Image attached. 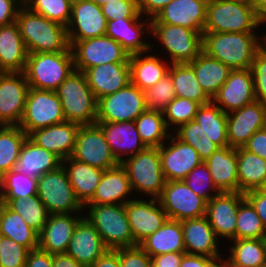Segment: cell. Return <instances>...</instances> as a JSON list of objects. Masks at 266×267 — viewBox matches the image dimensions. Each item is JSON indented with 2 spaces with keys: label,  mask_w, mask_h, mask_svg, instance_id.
<instances>
[{
  "label": "cell",
  "mask_w": 266,
  "mask_h": 267,
  "mask_svg": "<svg viewBox=\"0 0 266 267\" xmlns=\"http://www.w3.org/2000/svg\"><path fill=\"white\" fill-rule=\"evenodd\" d=\"M266 127V104L255 101L227 113V139L232 148L244 147L249 138Z\"/></svg>",
  "instance_id": "cell-17"
},
{
  "label": "cell",
  "mask_w": 266,
  "mask_h": 267,
  "mask_svg": "<svg viewBox=\"0 0 266 267\" xmlns=\"http://www.w3.org/2000/svg\"><path fill=\"white\" fill-rule=\"evenodd\" d=\"M264 245H265V250H266V236L263 238Z\"/></svg>",
  "instance_id": "cell-73"
},
{
  "label": "cell",
  "mask_w": 266,
  "mask_h": 267,
  "mask_svg": "<svg viewBox=\"0 0 266 267\" xmlns=\"http://www.w3.org/2000/svg\"><path fill=\"white\" fill-rule=\"evenodd\" d=\"M266 236L265 227L252 204L244 198L237 210L235 240L261 239Z\"/></svg>",
  "instance_id": "cell-46"
},
{
  "label": "cell",
  "mask_w": 266,
  "mask_h": 267,
  "mask_svg": "<svg viewBox=\"0 0 266 267\" xmlns=\"http://www.w3.org/2000/svg\"><path fill=\"white\" fill-rule=\"evenodd\" d=\"M201 105L193 100L175 97L163 111L167 128L170 130L173 125L178 129L181 125L194 120L198 108Z\"/></svg>",
  "instance_id": "cell-50"
},
{
  "label": "cell",
  "mask_w": 266,
  "mask_h": 267,
  "mask_svg": "<svg viewBox=\"0 0 266 267\" xmlns=\"http://www.w3.org/2000/svg\"><path fill=\"white\" fill-rule=\"evenodd\" d=\"M259 190L266 195V181L265 183L259 188Z\"/></svg>",
  "instance_id": "cell-70"
},
{
  "label": "cell",
  "mask_w": 266,
  "mask_h": 267,
  "mask_svg": "<svg viewBox=\"0 0 266 267\" xmlns=\"http://www.w3.org/2000/svg\"><path fill=\"white\" fill-rule=\"evenodd\" d=\"M134 122L139 136L147 147H160L171 135L161 111L146 109Z\"/></svg>",
  "instance_id": "cell-42"
},
{
  "label": "cell",
  "mask_w": 266,
  "mask_h": 267,
  "mask_svg": "<svg viewBox=\"0 0 266 267\" xmlns=\"http://www.w3.org/2000/svg\"><path fill=\"white\" fill-rule=\"evenodd\" d=\"M0 191L4 199L28 198L37 194V179L12 169L0 178Z\"/></svg>",
  "instance_id": "cell-47"
},
{
  "label": "cell",
  "mask_w": 266,
  "mask_h": 267,
  "mask_svg": "<svg viewBox=\"0 0 266 267\" xmlns=\"http://www.w3.org/2000/svg\"><path fill=\"white\" fill-rule=\"evenodd\" d=\"M172 0H138L139 12L142 16L153 19Z\"/></svg>",
  "instance_id": "cell-61"
},
{
  "label": "cell",
  "mask_w": 266,
  "mask_h": 267,
  "mask_svg": "<svg viewBox=\"0 0 266 267\" xmlns=\"http://www.w3.org/2000/svg\"><path fill=\"white\" fill-rule=\"evenodd\" d=\"M244 197L252 204L266 230V195L255 189L246 192Z\"/></svg>",
  "instance_id": "cell-60"
},
{
  "label": "cell",
  "mask_w": 266,
  "mask_h": 267,
  "mask_svg": "<svg viewBox=\"0 0 266 267\" xmlns=\"http://www.w3.org/2000/svg\"><path fill=\"white\" fill-rule=\"evenodd\" d=\"M27 137L19 126L3 125L0 128V178L15 169L21 147Z\"/></svg>",
  "instance_id": "cell-43"
},
{
  "label": "cell",
  "mask_w": 266,
  "mask_h": 267,
  "mask_svg": "<svg viewBox=\"0 0 266 267\" xmlns=\"http://www.w3.org/2000/svg\"><path fill=\"white\" fill-rule=\"evenodd\" d=\"M185 253L170 252L150 257L151 267H180Z\"/></svg>",
  "instance_id": "cell-63"
},
{
  "label": "cell",
  "mask_w": 266,
  "mask_h": 267,
  "mask_svg": "<svg viewBox=\"0 0 266 267\" xmlns=\"http://www.w3.org/2000/svg\"><path fill=\"white\" fill-rule=\"evenodd\" d=\"M144 92L147 109L161 112L176 97L173 81L169 73Z\"/></svg>",
  "instance_id": "cell-52"
},
{
  "label": "cell",
  "mask_w": 266,
  "mask_h": 267,
  "mask_svg": "<svg viewBox=\"0 0 266 267\" xmlns=\"http://www.w3.org/2000/svg\"><path fill=\"white\" fill-rule=\"evenodd\" d=\"M124 18L107 21L106 36H109L128 52L129 55L143 52H151L152 45L143 40L142 33L146 34L151 30V19ZM146 21H145V20ZM144 20V21H143ZM148 20V21H147ZM145 30V31H144Z\"/></svg>",
  "instance_id": "cell-25"
},
{
  "label": "cell",
  "mask_w": 266,
  "mask_h": 267,
  "mask_svg": "<svg viewBox=\"0 0 266 267\" xmlns=\"http://www.w3.org/2000/svg\"><path fill=\"white\" fill-rule=\"evenodd\" d=\"M67 1H69L71 4H73V3H76L78 0H67Z\"/></svg>",
  "instance_id": "cell-72"
},
{
  "label": "cell",
  "mask_w": 266,
  "mask_h": 267,
  "mask_svg": "<svg viewBox=\"0 0 266 267\" xmlns=\"http://www.w3.org/2000/svg\"><path fill=\"white\" fill-rule=\"evenodd\" d=\"M237 171L238 192L259 189L266 181V160L244 147L237 148Z\"/></svg>",
  "instance_id": "cell-38"
},
{
  "label": "cell",
  "mask_w": 266,
  "mask_h": 267,
  "mask_svg": "<svg viewBox=\"0 0 266 267\" xmlns=\"http://www.w3.org/2000/svg\"><path fill=\"white\" fill-rule=\"evenodd\" d=\"M28 252L26 247L4 238L0 250V267H25Z\"/></svg>",
  "instance_id": "cell-55"
},
{
  "label": "cell",
  "mask_w": 266,
  "mask_h": 267,
  "mask_svg": "<svg viewBox=\"0 0 266 267\" xmlns=\"http://www.w3.org/2000/svg\"><path fill=\"white\" fill-rule=\"evenodd\" d=\"M168 73L173 81L176 97L190 99L200 105L212 102L201 88L193 68L188 63H171Z\"/></svg>",
  "instance_id": "cell-39"
},
{
  "label": "cell",
  "mask_w": 266,
  "mask_h": 267,
  "mask_svg": "<svg viewBox=\"0 0 266 267\" xmlns=\"http://www.w3.org/2000/svg\"><path fill=\"white\" fill-rule=\"evenodd\" d=\"M208 0H172L151 24L179 25L204 33Z\"/></svg>",
  "instance_id": "cell-22"
},
{
  "label": "cell",
  "mask_w": 266,
  "mask_h": 267,
  "mask_svg": "<svg viewBox=\"0 0 266 267\" xmlns=\"http://www.w3.org/2000/svg\"><path fill=\"white\" fill-rule=\"evenodd\" d=\"M71 158L102 170L119 164L97 123L79 127Z\"/></svg>",
  "instance_id": "cell-14"
},
{
  "label": "cell",
  "mask_w": 266,
  "mask_h": 267,
  "mask_svg": "<svg viewBox=\"0 0 266 267\" xmlns=\"http://www.w3.org/2000/svg\"><path fill=\"white\" fill-rule=\"evenodd\" d=\"M101 9L107 21L120 18H139L142 16L139 12L138 0H117L106 2L101 6Z\"/></svg>",
  "instance_id": "cell-54"
},
{
  "label": "cell",
  "mask_w": 266,
  "mask_h": 267,
  "mask_svg": "<svg viewBox=\"0 0 266 267\" xmlns=\"http://www.w3.org/2000/svg\"><path fill=\"white\" fill-rule=\"evenodd\" d=\"M244 148L266 160V127L256 131Z\"/></svg>",
  "instance_id": "cell-59"
},
{
  "label": "cell",
  "mask_w": 266,
  "mask_h": 267,
  "mask_svg": "<svg viewBox=\"0 0 266 267\" xmlns=\"http://www.w3.org/2000/svg\"><path fill=\"white\" fill-rule=\"evenodd\" d=\"M215 186L221 192H238L237 149L218 148L204 161Z\"/></svg>",
  "instance_id": "cell-33"
},
{
  "label": "cell",
  "mask_w": 266,
  "mask_h": 267,
  "mask_svg": "<svg viewBox=\"0 0 266 267\" xmlns=\"http://www.w3.org/2000/svg\"><path fill=\"white\" fill-rule=\"evenodd\" d=\"M80 125L65 121L31 132L28 138L36 145L55 153L62 160L71 157Z\"/></svg>",
  "instance_id": "cell-29"
},
{
  "label": "cell",
  "mask_w": 266,
  "mask_h": 267,
  "mask_svg": "<svg viewBox=\"0 0 266 267\" xmlns=\"http://www.w3.org/2000/svg\"><path fill=\"white\" fill-rule=\"evenodd\" d=\"M108 250L98 231L83 214L73 231L66 253L78 263L90 267Z\"/></svg>",
  "instance_id": "cell-23"
},
{
  "label": "cell",
  "mask_w": 266,
  "mask_h": 267,
  "mask_svg": "<svg viewBox=\"0 0 266 267\" xmlns=\"http://www.w3.org/2000/svg\"><path fill=\"white\" fill-rule=\"evenodd\" d=\"M259 26L254 2L208 0L204 32L256 33Z\"/></svg>",
  "instance_id": "cell-3"
},
{
  "label": "cell",
  "mask_w": 266,
  "mask_h": 267,
  "mask_svg": "<svg viewBox=\"0 0 266 267\" xmlns=\"http://www.w3.org/2000/svg\"><path fill=\"white\" fill-rule=\"evenodd\" d=\"M187 186L206 202L221 193L215 186L207 164L203 161L197 165L184 179ZM211 191V192H210Z\"/></svg>",
  "instance_id": "cell-51"
},
{
  "label": "cell",
  "mask_w": 266,
  "mask_h": 267,
  "mask_svg": "<svg viewBox=\"0 0 266 267\" xmlns=\"http://www.w3.org/2000/svg\"><path fill=\"white\" fill-rule=\"evenodd\" d=\"M228 259L238 265L249 267L266 266V250L263 238L230 240Z\"/></svg>",
  "instance_id": "cell-44"
},
{
  "label": "cell",
  "mask_w": 266,
  "mask_h": 267,
  "mask_svg": "<svg viewBox=\"0 0 266 267\" xmlns=\"http://www.w3.org/2000/svg\"><path fill=\"white\" fill-rule=\"evenodd\" d=\"M22 0H0V27L16 21Z\"/></svg>",
  "instance_id": "cell-57"
},
{
  "label": "cell",
  "mask_w": 266,
  "mask_h": 267,
  "mask_svg": "<svg viewBox=\"0 0 266 267\" xmlns=\"http://www.w3.org/2000/svg\"><path fill=\"white\" fill-rule=\"evenodd\" d=\"M120 267H151L150 256L139 246L119 248Z\"/></svg>",
  "instance_id": "cell-56"
},
{
  "label": "cell",
  "mask_w": 266,
  "mask_h": 267,
  "mask_svg": "<svg viewBox=\"0 0 266 267\" xmlns=\"http://www.w3.org/2000/svg\"><path fill=\"white\" fill-rule=\"evenodd\" d=\"M82 218L69 214H50L38 234V248L52 255L66 253L73 231Z\"/></svg>",
  "instance_id": "cell-27"
},
{
  "label": "cell",
  "mask_w": 266,
  "mask_h": 267,
  "mask_svg": "<svg viewBox=\"0 0 266 267\" xmlns=\"http://www.w3.org/2000/svg\"><path fill=\"white\" fill-rule=\"evenodd\" d=\"M83 73L97 101L131 82L129 62L106 63L87 68Z\"/></svg>",
  "instance_id": "cell-24"
},
{
  "label": "cell",
  "mask_w": 266,
  "mask_h": 267,
  "mask_svg": "<svg viewBox=\"0 0 266 267\" xmlns=\"http://www.w3.org/2000/svg\"><path fill=\"white\" fill-rule=\"evenodd\" d=\"M146 109L145 92L130 82L98 100L96 122L134 121Z\"/></svg>",
  "instance_id": "cell-12"
},
{
  "label": "cell",
  "mask_w": 266,
  "mask_h": 267,
  "mask_svg": "<svg viewBox=\"0 0 266 267\" xmlns=\"http://www.w3.org/2000/svg\"><path fill=\"white\" fill-rule=\"evenodd\" d=\"M150 35L160 41L171 63H190L203 51V34L186 27L151 24Z\"/></svg>",
  "instance_id": "cell-9"
},
{
  "label": "cell",
  "mask_w": 266,
  "mask_h": 267,
  "mask_svg": "<svg viewBox=\"0 0 266 267\" xmlns=\"http://www.w3.org/2000/svg\"><path fill=\"white\" fill-rule=\"evenodd\" d=\"M87 1L93 2L97 4L98 6H102L106 2L117 1V0H87Z\"/></svg>",
  "instance_id": "cell-68"
},
{
  "label": "cell",
  "mask_w": 266,
  "mask_h": 267,
  "mask_svg": "<svg viewBox=\"0 0 266 267\" xmlns=\"http://www.w3.org/2000/svg\"><path fill=\"white\" fill-rule=\"evenodd\" d=\"M206 136L219 148L229 146L227 139V113L213 102L201 105L194 117Z\"/></svg>",
  "instance_id": "cell-40"
},
{
  "label": "cell",
  "mask_w": 266,
  "mask_h": 267,
  "mask_svg": "<svg viewBox=\"0 0 266 267\" xmlns=\"http://www.w3.org/2000/svg\"><path fill=\"white\" fill-rule=\"evenodd\" d=\"M96 123L101 127L118 163H122L126 155L131 157L147 148L139 136L134 121Z\"/></svg>",
  "instance_id": "cell-26"
},
{
  "label": "cell",
  "mask_w": 266,
  "mask_h": 267,
  "mask_svg": "<svg viewBox=\"0 0 266 267\" xmlns=\"http://www.w3.org/2000/svg\"><path fill=\"white\" fill-rule=\"evenodd\" d=\"M76 71L113 62H129L130 55L109 36H100L83 41H69Z\"/></svg>",
  "instance_id": "cell-11"
},
{
  "label": "cell",
  "mask_w": 266,
  "mask_h": 267,
  "mask_svg": "<svg viewBox=\"0 0 266 267\" xmlns=\"http://www.w3.org/2000/svg\"><path fill=\"white\" fill-rule=\"evenodd\" d=\"M251 70L256 101L266 104V41L255 53Z\"/></svg>",
  "instance_id": "cell-53"
},
{
  "label": "cell",
  "mask_w": 266,
  "mask_h": 267,
  "mask_svg": "<svg viewBox=\"0 0 266 267\" xmlns=\"http://www.w3.org/2000/svg\"><path fill=\"white\" fill-rule=\"evenodd\" d=\"M241 192H221L207 202L206 217L217 237L235 240L237 210Z\"/></svg>",
  "instance_id": "cell-21"
},
{
  "label": "cell",
  "mask_w": 266,
  "mask_h": 267,
  "mask_svg": "<svg viewBox=\"0 0 266 267\" xmlns=\"http://www.w3.org/2000/svg\"><path fill=\"white\" fill-rule=\"evenodd\" d=\"M148 52L130 55V78L131 83L142 91H146L158 83L168 74L170 65L163 63L162 58ZM147 55V56H145ZM167 65V66H166Z\"/></svg>",
  "instance_id": "cell-35"
},
{
  "label": "cell",
  "mask_w": 266,
  "mask_h": 267,
  "mask_svg": "<svg viewBox=\"0 0 266 267\" xmlns=\"http://www.w3.org/2000/svg\"><path fill=\"white\" fill-rule=\"evenodd\" d=\"M106 27L107 19L101 6L87 0H78L72 4L71 18L66 27L68 41L104 36Z\"/></svg>",
  "instance_id": "cell-20"
},
{
  "label": "cell",
  "mask_w": 266,
  "mask_h": 267,
  "mask_svg": "<svg viewBox=\"0 0 266 267\" xmlns=\"http://www.w3.org/2000/svg\"><path fill=\"white\" fill-rule=\"evenodd\" d=\"M256 101L254 78L251 68L231 70L212 102L223 112L229 113Z\"/></svg>",
  "instance_id": "cell-19"
},
{
  "label": "cell",
  "mask_w": 266,
  "mask_h": 267,
  "mask_svg": "<svg viewBox=\"0 0 266 267\" xmlns=\"http://www.w3.org/2000/svg\"><path fill=\"white\" fill-rule=\"evenodd\" d=\"M74 70L72 52L29 53L23 73L30 88L56 91Z\"/></svg>",
  "instance_id": "cell-5"
},
{
  "label": "cell",
  "mask_w": 266,
  "mask_h": 267,
  "mask_svg": "<svg viewBox=\"0 0 266 267\" xmlns=\"http://www.w3.org/2000/svg\"><path fill=\"white\" fill-rule=\"evenodd\" d=\"M24 5L31 11L65 27L71 18L72 4L67 0H25Z\"/></svg>",
  "instance_id": "cell-49"
},
{
  "label": "cell",
  "mask_w": 266,
  "mask_h": 267,
  "mask_svg": "<svg viewBox=\"0 0 266 267\" xmlns=\"http://www.w3.org/2000/svg\"><path fill=\"white\" fill-rule=\"evenodd\" d=\"M3 240H4V237L3 235L0 233V250H1V246L3 244Z\"/></svg>",
  "instance_id": "cell-71"
},
{
  "label": "cell",
  "mask_w": 266,
  "mask_h": 267,
  "mask_svg": "<svg viewBox=\"0 0 266 267\" xmlns=\"http://www.w3.org/2000/svg\"><path fill=\"white\" fill-rule=\"evenodd\" d=\"M84 217L95 227L109 250L134 246L125 204L85 205Z\"/></svg>",
  "instance_id": "cell-6"
},
{
  "label": "cell",
  "mask_w": 266,
  "mask_h": 267,
  "mask_svg": "<svg viewBox=\"0 0 266 267\" xmlns=\"http://www.w3.org/2000/svg\"><path fill=\"white\" fill-rule=\"evenodd\" d=\"M4 202L10 210L18 213L28 226L38 234L50 215L37 194L28 198L4 199Z\"/></svg>",
  "instance_id": "cell-45"
},
{
  "label": "cell",
  "mask_w": 266,
  "mask_h": 267,
  "mask_svg": "<svg viewBox=\"0 0 266 267\" xmlns=\"http://www.w3.org/2000/svg\"><path fill=\"white\" fill-rule=\"evenodd\" d=\"M28 51L15 21L0 27V72H24Z\"/></svg>",
  "instance_id": "cell-31"
},
{
  "label": "cell",
  "mask_w": 266,
  "mask_h": 267,
  "mask_svg": "<svg viewBox=\"0 0 266 267\" xmlns=\"http://www.w3.org/2000/svg\"><path fill=\"white\" fill-rule=\"evenodd\" d=\"M29 89L23 72H0V124L19 125Z\"/></svg>",
  "instance_id": "cell-15"
},
{
  "label": "cell",
  "mask_w": 266,
  "mask_h": 267,
  "mask_svg": "<svg viewBox=\"0 0 266 267\" xmlns=\"http://www.w3.org/2000/svg\"><path fill=\"white\" fill-rule=\"evenodd\" d=\"M62 104L56 91L30 88L19 127L31 132L65 122Z\"/></svg>",
  "instance_id": "cell-10"
},
{
  "label": "cell",
  "mask_w": 266,
  "mask_h": 267,
  "mask_svg": "<svg viewBox=\"0 0 266 267\" xmlns=\"http://www.w3.org/2000/svg\"><path fill=\"white\" fill-rule=\"evenodd\" d=\"M52 267H85L67 253L52 255Z\"/></svg>",
  "instance_id": "cell-65"
},
{
  "label": "cell",
  "mask_w": 266,
  "mask_h": 267,
  "mask_svg": "<svg viewBox=\"0 0 266 267\" xmlns=\"http://www.w3.org/2000/svg\"><path fill=\"white\" fill-rule=\"evenodd\" d=\"M37 195L50 214H82L85 210L77 199L63 166L37 179Z\"/></svg>",
  "instance_id": "cell-8"
},
{
  "label": "cell",
  "mask_w": 266,
  "mask_h": 267,
  "mask_svg": "<svg viewBox=\"0 0 266 267\" xmlns=\"http://www.w3.org/2000/svg\"><path fill=\"white\" fill-rule=\"evenodd\" d=\"M25 267H52V254L40 248L30 250L27 254Z\"/></svg>",
  "instance_id": "cell-62"
},
{
  "label": "cell",
  "mask_w": 266,
  "mask_h": 267,
  "mask_svg": "<svg viewBox=\"0 0 266 267\" xmlns=\"http://www.w3.org/2000/svg\"><path fill=\"white\" fill-rule=\"evenodd\" d=\"M125 210L134 238V246L158 230L168 219L158 199H133L125 204Z\"/></svg>",
  "instance_id": "cell-18"
},
{
  "label": "cell",
  "mask_w": 266,
  "mask_h": 267,
  "mask_svg": "<svg viewBox=\"0 0 266 267\" xmlns=\"http://www.w3.org/2000/svg\"><path fill=\"white\" fill-rule=\"evenodd\" d=\"M0 233L4 238L14 240L29 251L38 248V233L6 205L0 213Z\"/></svg>",
  "instance_id": "cell-41"
},
{
  "label": "cell",
  "mask_w": 266,
  "mask_h": 267,
  "mask_svg": "<svg viewBox=\"0 0 266 267\" xmlns=\"http://www.w3.org/2000/svg\"><path fill=\"white\" fill-rule=\"evenodd\" d=\"M158 201L171 220L183 221L206 216L207 202L191 190L184 180L166 181Z\"/></svg>",
  "instance_id": "cell-13"
},
{
  "label": "cell",
  "mask_w": 266,
  "mask_h": 267,
  "mask_svg": "<svg viewBox=\"0 0 266 267\" xmlns=\"http://www.w3.org/2000/svg\"><path fill=\"white\" fill-rule=\"evenodd\" d=\"M181 225L186 253L222 258L218 247V237L206 216L183 220Z\"/></svg>",
  "instance_id": "cell-28"
},
{
  "label": "cell",
  "mask_w": 266,
  "mask_h": 267,
  "mask_svg": "<svg viewBox=\"0 0 266 267\" xmlns=\"http://www.w3.org/2000/svg\"><path fill=\"white\" fill-rule=\"evenodd\" d=\"M90 267H120L119 249L108 250L97 259Z\"/></svg>",
  "instance_id": "cell-64"
},
{
  "label": "cell",
  "mask_w": 266,
  "mask_h": 267,
  "mask_svg": "<svg viewBox=\"0 0 266 267\" xmlns=\"http://www.w3.org/2000/svg\"><path fill=\"white\" fill-rule=\"evenodd\" d=\"M188 64L193 68L201 88L211 99L217 94L231 72V69L221 61L203 51Z\"/></svg>",
  "instance_id": "cell-37"
},
{
  "label": "cell",
  "mask_w": 266,
  "mask_h": 267,
  "mask_svg": "<svg viewBox=\"0 0 266 267\" xmlns=\"http://www.w3.org/2000/svg\"><path fill=\"white\" fill-rule=\"evenodd\" d=\"M62 166L68 174L69 182L77 199L85 206L92 199L104 170L71 157L62 160Z\"/></svg>",
  "instance_id": "cell-34"
},
{
  "label": "cell",
  "mask_w": 266,
  "mask_h": 267,
  "mask_svg": "<svg viewBox=\"0 0 266 267\" xmlns=\"http://www.w3.org/2000/svg\"><path fill=\"white\" fill-rule=\"evenodd\" d=\"M139 246L150 257L170 252L186 253L181 221L167 219L158 230L144 239Z\"/></svg>",
  "instance_id": "cell-36"
},
{
  "label": "cell",
  "mask_w": 266,
  "mask_h": 267,
  "mask_svg": "<svg viewBox=\"0 0 266 267\" xmlns=\"http://www.w3.org/2000/svg\"><path fill=\"white\" fill-rule=\"evenodd\" d=\"M221 259L185 253L180 267H220Z\"/></svg>",
  "instance_id": "cell-58"
},
{
  "label": "cell",
  "mask_w": 266,
  "mask_h": 267,
  "mask_svg": "<svg viewBox=\"0 0 266 267\" xmlns=\"http://www.w3.org/2000/svg\"><path fill=\"white\" fill-rule=\"evenodd\" d=\"M174 133L181 141L194 147L203 161H206L219 148L211 142L202 127L194 120L181 125Z\"/></svg>",
  "instance_id": "cell-48"
},
{
  "label": "cell",
  "mask_w": 266,
  "mask_h": 267,
  "mask_svg": "<svg viewBox=\"0 0 266 267\" xmlns=\"http://www.w3.org/2000/svg\"><path fill=\"white\" fill-rule=\"evenodd\" d=\"M16 22L28 53L72 52L64 25L35 13L24 4Z\"/></svg>",
  "instance_id": "cell-2"
},
{
  "label": "cell",
  "mask_w": 266,
  "mask_h": 267,
  "mask_svg": "<svg viewBox=\"0 0 266 267\" xmlns=\"http://www.w3.org/2000/svg\"><path fill=\"white\" fill-rule=\"evenodd\" d=\"M66 121L78 125L96 123L98 101L85 74L74 70L57 88Z\"/></svg>",
  "instance_id": "cell-4"
},
{
  "label": "cell",
  "mask_w": 266,
  "mask_h": 267,
  "mask_svg": "<svg viewBox=\"0 0 266 267\" xmlns=\"http://www.w3.org/2000/svg\"><path fill=\"white\" fill-rule=\"evenodd\" d=\"M121 165L126 169L133 192L148 194L152 199L160 197L166 179L158 147H147L143 151L125 158Z\"/></svg>",
  "instance_id": "cell-7"
},
{
  "label": "cell",
  "mask_w": 266,
  "mask_h": 267,
  "mask_svg": "<svg viewBox=\"0 0 266 267\" xmlns=\"http://www.w3.org/2000/svg\"><path fill=\"white\" fill-rule=\"evenodd\" d=\"M259 36L258 33L204 32L203 52L231 70L249 69L255 53L266 41V34Z\"/></svg>",
  "instance_id": "cell-1"
},
{
  "label": "cell",
  "mask_w": 266,
  "mask_h": 267,
  "mask_svg": "<svg viewBox=\"0 0 266 267\" xmlns=\"http://www.w3.org/2000/svg\"><path fill=\"white\" fill-rule=\"evenodd\" d=\"M4 205H5L4 198H3L1 191H0V213H1Z\"/></svg>",
  "instance_id": "cell-69"
},
{
  "label": "cell",
  "mask_w": 266,
  "mask_h": 267,
  "mask_svg": "<svg viewBox=\"0 0 266 267\" xmlns=\"http://www.w3.org/2000/svg\"><path fill=\"white\" fill-rule=\"evenodd\" d=\"M60 166H62L60 157L36 145L27 137L21 147L15 169L27 177L38 179L43 174L54 171Z\"/></svg>",
  "instance_id": "cell-32"
},
{
  "label": "cell",
  "mask_w": 266,
  "mask_h": 267,
  "mask_svg": "<svg viewBox=\"0 0 266 267\" xmlns=\"http://www.w3.org/2000/svg\"><path fill=\"white\" fill-rule=\"evenodd\" d=\"M255 10L258 23L266 25V0H255ZM265 23V24H264Z\"/></svg>",
  "instance_id": "cell-66"
},
{
  "label": "cell",
  "mask_w": 266,
  "mask_h": 267,
  "mask_svg": "<svg viewBox=\"0 0 266 267\" xmlns=\"http://www.w3.org/2000/svg\"><path fill=\"white\" fill-rule=\"evenodd\" d=\"M159 148L161 166L166 181H180L203 162L196 149L181 141L175 134ZM168 143V144H167Z\"/></svg>",
  "instance_id": "cell-16"
},
{
  "label": "cell",
  "mask_w": 266,
  "mask_h": 267,
  "mask_svg": "<svg viewBox=\"0 0 266 267\" xmlns=\"http://www.w3.org/2000/svg\"><path fill=\"white\" fill-rule=\"evenodd\" d=\"M220 267H249L232 263L228 258L226 260L221 259Z\"/></svg>",
  "instance_id": "cell-67"
},
{
  "label": "cell",
  "mask_w": 266,
  "mask_h": 267,
  "mask_svg": "<svg viewBox=\"0 0 266 267\" xmlns=\"http://www.w3.org/2000/svg\"><path fill=\"white\" fill-rule=\"evenodd\" d=\"M132 193L126 169L119 163L103 171L101 181L86 205L126 204L133 200L128 198Z\"/></svg>",
  "instance_id": "cell-30"
}]
</instances>
